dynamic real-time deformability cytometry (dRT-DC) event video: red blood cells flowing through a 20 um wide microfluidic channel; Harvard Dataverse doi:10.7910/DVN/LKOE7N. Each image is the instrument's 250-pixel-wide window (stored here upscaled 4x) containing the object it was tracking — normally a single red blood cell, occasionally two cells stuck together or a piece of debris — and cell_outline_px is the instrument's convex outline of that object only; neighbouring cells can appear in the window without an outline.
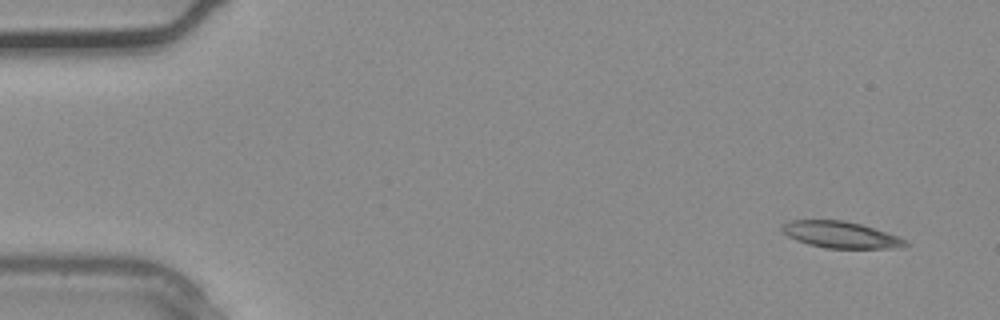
{"species": "common noctule bat (a hibernating species)", "species_latin": "Nyctalus noctula", "temperature_condition": "warm", "stored_images_in_passage": 3, "camera_frame_rate_fps": 3000, "um_per_image_px": 0.085, "animal": {"sex": "male", "body_mass_g": 20.4}, "frame": {"image": 1, "passage_image": 3, "time_ms": 0.667, "image_size_px": [1000, 320], "cell_outline_px": [[912, 244], [900, 248], [824, 248], [808, 244], [796, 240], [788, 236], [780, 228], [780, 224], [792, 220], [844, 220], [860, 224], [900, 236], [908, 240]], "centroid_in_image_um": [71.5, 19.96], "position_along_channel_um": 13.5, "area_um2": 19.31}}